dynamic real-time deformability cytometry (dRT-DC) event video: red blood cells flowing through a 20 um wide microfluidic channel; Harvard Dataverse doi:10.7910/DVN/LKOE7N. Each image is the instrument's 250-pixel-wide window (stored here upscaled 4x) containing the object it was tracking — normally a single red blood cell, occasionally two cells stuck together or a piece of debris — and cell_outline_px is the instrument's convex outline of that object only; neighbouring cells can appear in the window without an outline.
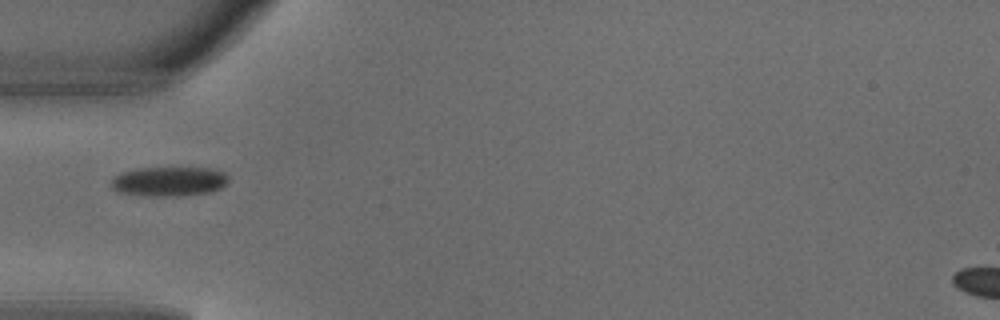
{"species": "common noctule bat (a hibernating species)", "species_latin": "Nyctalus noctula", "temperature_condition": "warm", "stored_images_in_passage": 1, "camera_frame_rate_fps": 3000, "um_per_image_px": 0.085, "animal": {"sex": "male", "body_mass_g": 18.8}, "frame": {"image": 1, "passage_image": 1, "time_ms": 0.0, "image_size_px": [1000, 320], "cell_outline_px": [[228, 184], [220, 188], [208, 192], [180, 196], [148, 196], [116, 192], [112, 188], [112, 176], [120, 172], [136, 168], [212, 168], [224, 172], [228, 176]], "centroid_in_image_um": [14.34, 15.42], "position_along_channel_um": 70.7, "area_um2": 20.4}}